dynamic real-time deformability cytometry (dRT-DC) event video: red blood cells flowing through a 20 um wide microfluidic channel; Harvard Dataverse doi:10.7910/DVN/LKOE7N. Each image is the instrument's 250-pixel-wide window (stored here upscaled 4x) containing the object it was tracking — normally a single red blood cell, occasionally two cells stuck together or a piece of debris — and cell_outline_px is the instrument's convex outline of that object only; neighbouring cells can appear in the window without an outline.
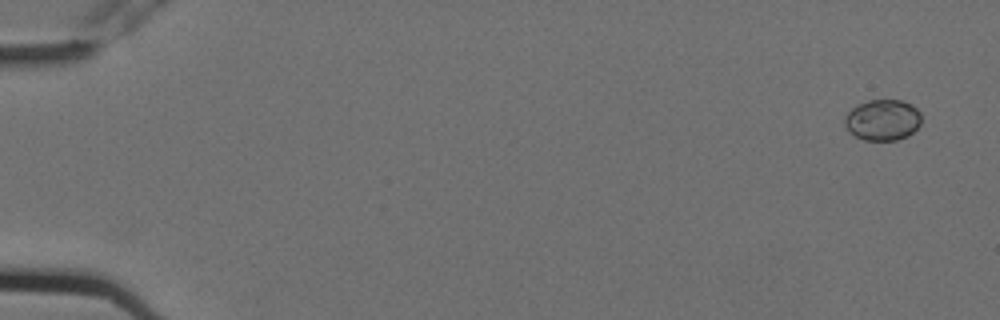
{"species": "Egyptian fruit bat (a non-hibernating species)", "species_latin": "Rousettus aegyptiacus", "temperature_condition": "cold", "stored_images_in_passage": 5, "camera_frame_rate_fps": 3000, "um_per_image_px": 0.085, "animal": {"sex": "female"}, "frame": {"image": 1, "passage_image": 1, "time_ms": 0.0, "image_size_px": [1000, 320], "cell_outline_px": [[920, 124], [908, 136], [896, 140], [864, 140], [848, 132], [844, 124], [844, 116], [852, 108], [868, 100], [900, 100], [912, 104], [920, 112]], "centroid_in_image_um": [75.01, 10.2], "position_along_channel_um": 10.0, "area_um2": 18.32}}